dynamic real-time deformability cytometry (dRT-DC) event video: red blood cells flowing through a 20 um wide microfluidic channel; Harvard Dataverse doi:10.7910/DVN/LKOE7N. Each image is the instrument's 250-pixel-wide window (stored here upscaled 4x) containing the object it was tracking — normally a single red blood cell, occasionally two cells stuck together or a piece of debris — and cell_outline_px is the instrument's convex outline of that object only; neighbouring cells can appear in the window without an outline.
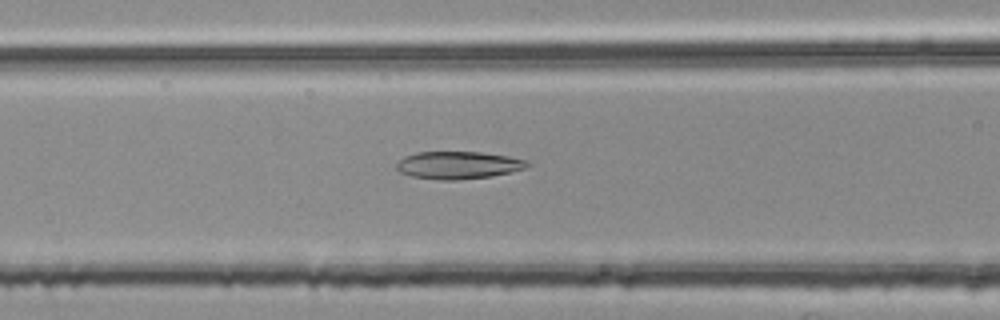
{"species": "common noctule bat (a hibernating species)", "species_latin": "Nyctalus noctula", "temperature_condition": "room temperature", "stored_images_in_passage": 43, "camera_frame_rate_fps": 3000, "um_per_image_px": 0.085, "animal": {"sex": "female", "body_mass_g": 25.1}, "frame": {"image": 1, "passage_image": 11, "time_ms": 3.333, "image_size_px": [1000, 320], "cell_outline_px": [[532, 164], [528, 168], [512, 172], [492, 176], [456, 180], [440, 180], [412, 176], [400, 172], [396, 168], [396, 164], [404, 156], [416, 152], [480, 152], [508, 156], [528, 160]], "centroid_in_image_um": [39.0, 14.03], "position_along_channel_um": 127.6, "area_um2": 21.15}}
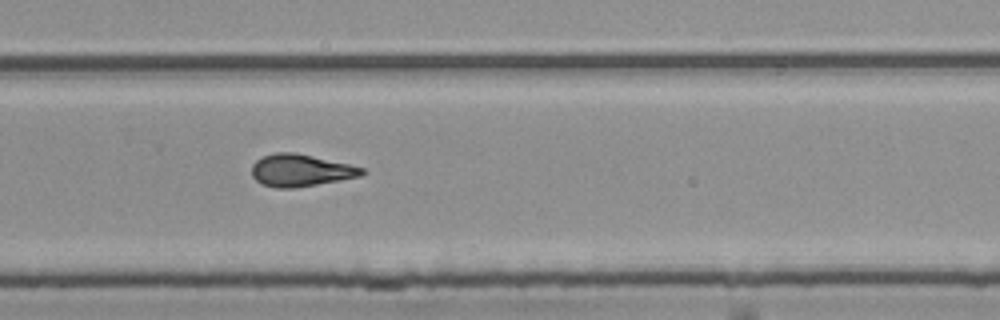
{"frame": {"image": 2, "passage_image": 25, "time_ms": 8.0, "image_size_px": [1000, 320], "cell_outline_px": [[368, 172], [360, 176], [340, 180], [292, 188], [276, 188], [260, 184], [252, 176], [252, 164], [256, 160], [264, 156], [276, 152], [296, 152], [348, 164], [364, 168]], "centroid_in_image_um": [25.54, 14.48], "position_along_channel_um": 304.3, "area_um2": 20.63}}
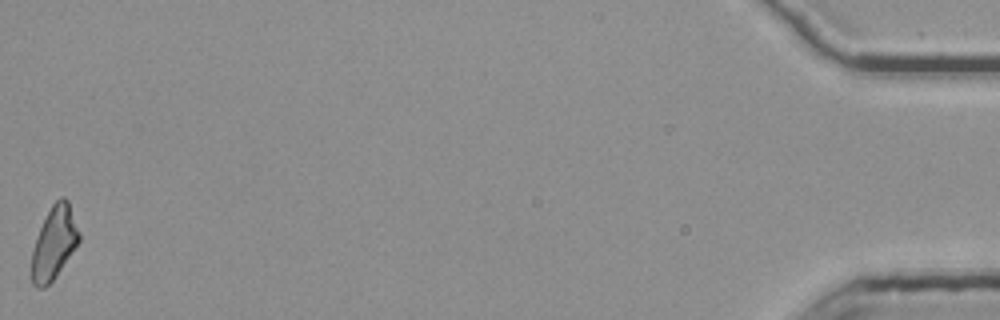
{"frame": {"image": 3, "passage_image": 43, "time_ms": 14.0, "image_size_px": [1000, 320], "cell_outline_px": [[80, 240], [52, 280], [44, 288], [36, 288], [32, 284], [32, 252], [40, 228], [52, 204], [60, 196], [64, 196], [68, 200], [80, 232]], "centroid_in_image_um": [4.61, 20.62], "position_along_channel_um": 430.6, "area_um2": 19.65}, "authors_computed_cell_mechanics": {"area_um2": 20.4612, "velocity_mm_per_s": 3.793, "shape_relaxation_time_tau1_ms": null, "shape_relaxation_time_tau2_ms": 3.0819, "deformation_change_tau1": null, "deformation_change_tau2": 0.1207}}